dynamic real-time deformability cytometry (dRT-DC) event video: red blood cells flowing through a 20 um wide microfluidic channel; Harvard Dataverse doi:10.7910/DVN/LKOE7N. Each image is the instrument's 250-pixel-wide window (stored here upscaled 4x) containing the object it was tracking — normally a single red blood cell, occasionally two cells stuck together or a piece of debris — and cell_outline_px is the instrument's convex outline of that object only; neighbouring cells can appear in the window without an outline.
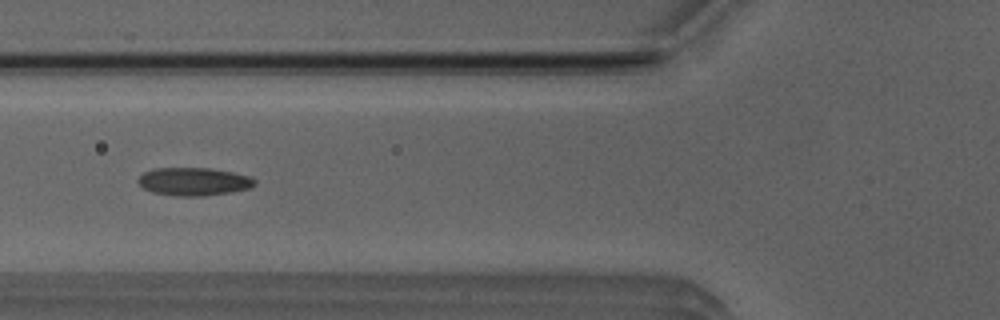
{"species": "Egyptian fruit bat (a non-hibernating species)", "species_latin": "Rousettus aegyptiacus", "temperature_condition": "room temperature", "stored_images_in_passage": 19, "camera_frame_rate_fps": 3000, "um_per_image_px": 0.085, "animal": {"sex": "male"}, "frame": {"image": 1, "passage_image": 5, "time_ms": 1.333, "image_size_px": [1000, 320], "cell_outline_px": [[256, 184], [252, 188], [232, 192], [204, 196], [176, 196], [152, 192], [144, 188], [136, 180], [144, 172], [156, 168], [212, 168], [252, 176], [256, 180]], "centroid_in_image_um": [16.52, 15.43], "position_along_channel_um": 109.3, "area_um2": 19.25}}
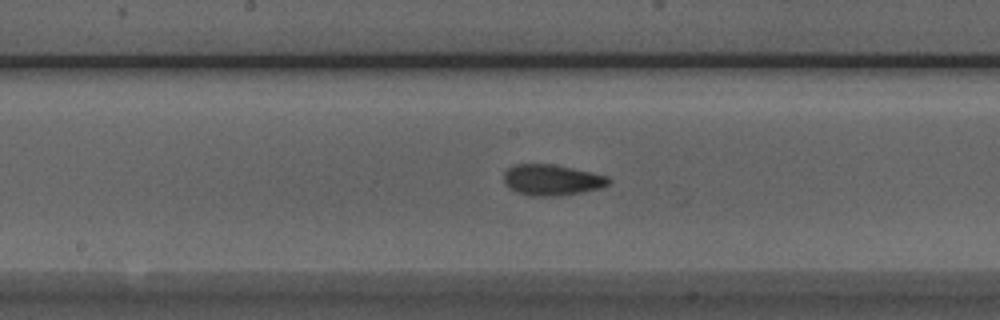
{"frame": {"image": 2, "passage_image": 12, "time_ms": 3.667, "image_size_px": [1000, 320], "cell_outline_px": [[612, 180], [608, 184], [600, 188], [560, 196], [528, 196], [516, 192], [508, 188], [504, 184], [504, 172], [512, 164], [552, 164], [592, 172], [608, 176]], "centroid_in_image_um": [46.87, 15.3], "position_along_channel_um": 201.3, "area_um2": 19.07}}
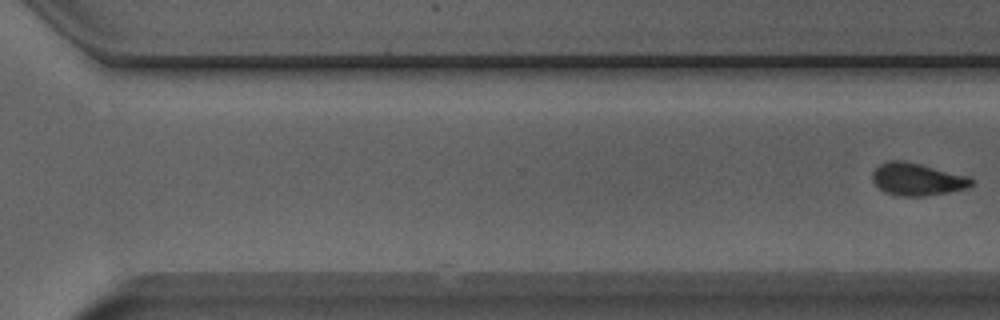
{"frame": {"image": 3, "passage_image": 19, "time_ms": 6.0, "image_size_px": [1000, 320], "cell_outline_px": [[972, 184], [968, 188], [948, 192], [924, 196], [904, 196], [884, 192], [872, 180], [872, 172], [880, 164], [888, 160], [904, 160], [968, 176], [972, 180]], "centroid_in_image_um": [77.94, 15.23], "position_along_channel_um": 292.7, "area_um2": 18.55}}